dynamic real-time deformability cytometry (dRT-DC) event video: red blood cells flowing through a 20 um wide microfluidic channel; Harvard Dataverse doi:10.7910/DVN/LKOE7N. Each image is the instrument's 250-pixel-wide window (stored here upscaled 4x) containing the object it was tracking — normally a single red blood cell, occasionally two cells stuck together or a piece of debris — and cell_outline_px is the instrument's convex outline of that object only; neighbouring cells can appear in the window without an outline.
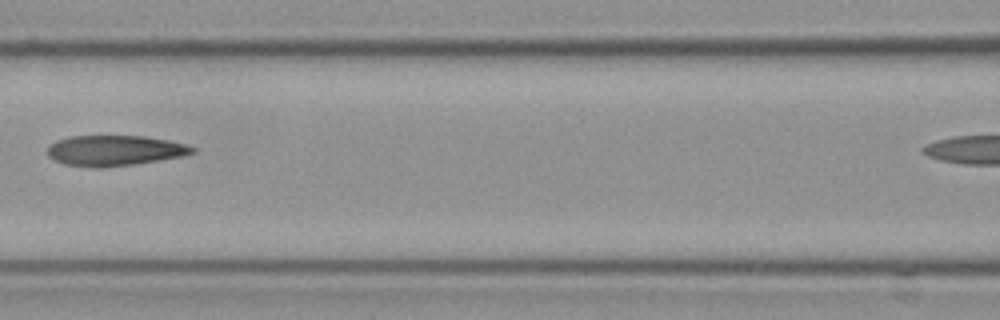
{"species": "Egyptian fruit bat (a non-hibernating species)", "species_latin": "Rousettus aegyptiacus", "temperature_condition": "cold", "stored_images_in_passage": 11, "camera_frame_rate_fps": 3000, "um_per_image_px": 0.085, "frame": {"image": 1, "passage_image": 8, "time_ms": 2.333, "image_size_px": [1000, 320], "cell_outline_px": [[196, 152], [180, 156], [136, 164], [100, 168], [96, 168], [64, 164], [48, 156], [48, 148], [56, 140], [72, 136], [144, 136], [168, 140], [184, 144], [196, 148]], "centroid_in_image_um": [9.74, 12.8], "position_along_channel_um": 156.9, "area_um2": 25.55}}
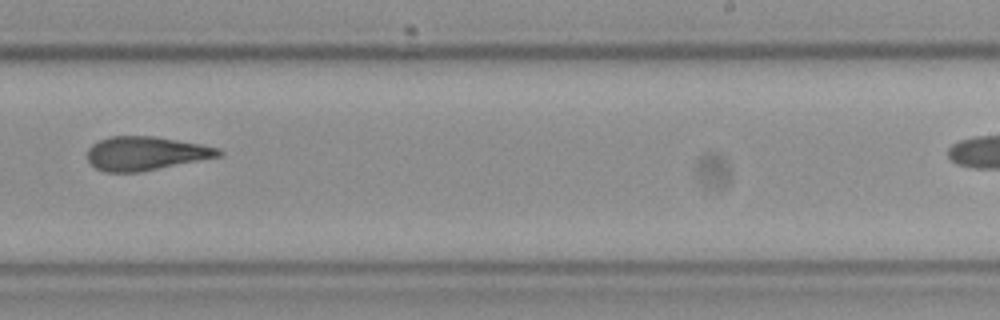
{"frame": {"image": 2, "passage_image": 11, "time_ms": 3.333, "image_size_px": [1000, 320], "cell_outline_px": [[224, 152], [220, 156], [140, 172], [104, 172], [96, 168], [88, 160], [88, 148], [92, 144], [108, 136], [156, 136], [200, 144], [220, 148]], "centroid_in_image_um": [12.38, 13.03], "position_along_channel_um": 276.6, "area_um2": 25.78}}